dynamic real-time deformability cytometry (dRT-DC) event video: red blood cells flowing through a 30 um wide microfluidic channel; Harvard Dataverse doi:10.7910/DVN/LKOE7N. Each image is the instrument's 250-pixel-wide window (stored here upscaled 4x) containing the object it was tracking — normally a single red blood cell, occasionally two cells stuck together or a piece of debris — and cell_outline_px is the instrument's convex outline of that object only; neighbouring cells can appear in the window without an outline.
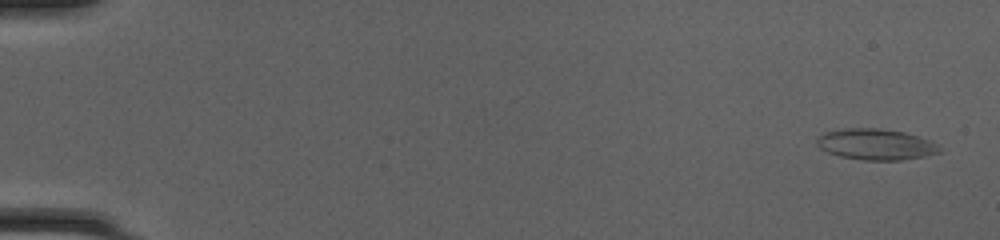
{"species": "common noctule bat (a hibernating species)", "species_latin": "Nyctalus noctula", "temperature_condition": "cold", "stored_images_in_passage": 50, "camera_frame_rate_fps": 3000, "um_per_image_px": 0.085, "animal": {"sex": "female", "body_mass_g": 20.0, "forearm_length_mm": 54.0}, "frame": {"image": 1, "passage_image": 2, "time_ms": 0.333, "image_size_px": [1000, 240], "cell_outline_px": [[940, 152], [924, 156], [900, 160], [860, 160], [840, 156], [828, 152], [820, 148], [816, 144], [816, 136], [824, 132], [840, 128], [880, 128], [904, 132], [928, 140], [936, 144], [940, 148]], "centroid_in_image_um": [74.37, 12.26], "position_along_channel_um": 10.6, "area_um2": 22.2}}
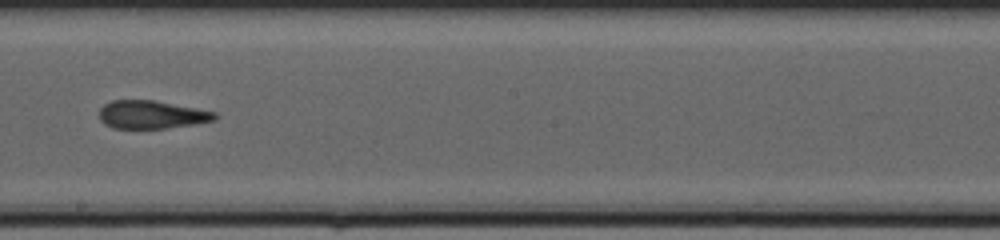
{"frame": {"image": 2, "passage_image": 30, "time_ms": 9.667, "image_size_px": [1000, 240], "cell_outline_px": [[216, 120], [196, 124], [168, 128], [112, 128], [104, 124], [100, 120], [100, 108], [104, 104], [112, 100], [152, 100], [216, 112]], "centroid_in_image_um": [12.87, 9.75], "position_along_channel_um": 235.3, "area_um2": 18.84}}
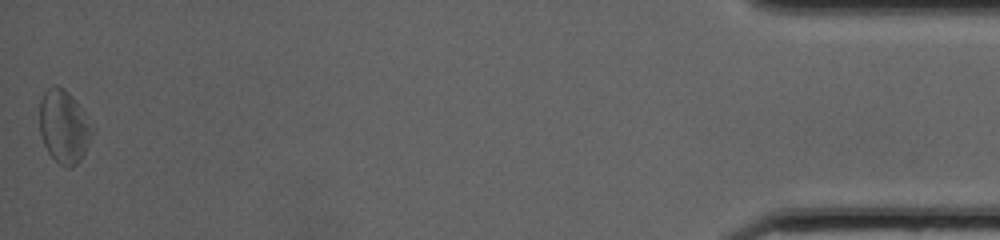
{"frame": {"image": 3, "passage_image": 50, "time_ms": 16.333, "image_size_px": [1000, 240], "cell_outline_px": [[96, 132], [80, 160], [72, 168], [64, 168], [48, 152], [44, 144], [40, 132], [40, 100], [44, 92], [48, 88], [56, 84], [64, 88], [68, 92], [80, 108]], "centroid_in_image_um": [5.44, 10.78], "position_along_channel_um": 429.8, "area_um2": 22.37}, "authors_computed_cell_mechanics": {"area_um2": 20.5479, "velocity_mm_per_s": 4.2115, "shape_relaxation_time_tau1_ms": null, "shape_relaxation_time_tau2_ms": 2.5896, "deformation_change_tau1": null, "deformation_change_tau2": 0.1323}}